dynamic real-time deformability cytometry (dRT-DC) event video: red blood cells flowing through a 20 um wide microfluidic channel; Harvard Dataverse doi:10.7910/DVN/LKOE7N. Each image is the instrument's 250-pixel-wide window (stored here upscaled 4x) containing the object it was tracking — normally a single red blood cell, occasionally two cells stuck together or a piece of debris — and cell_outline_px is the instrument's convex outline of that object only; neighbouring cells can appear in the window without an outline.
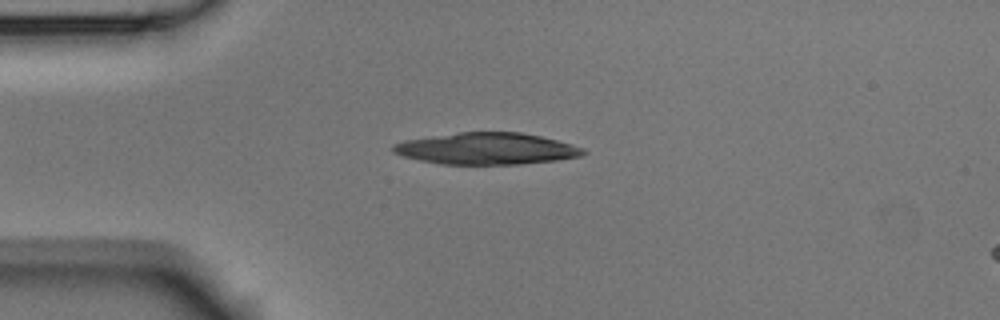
{"species": "Egyptian fruit bat (a non-hibernating species)", "species_latin": "Rousettus aegyptiacus", "temperature_condition": "room temperature", "stored_images_in_passage": 8, "segment_of_instrument_passage": [2, 2], "camera_frame_rate_fps": 3000, "um_per_image_px": 0.085, "animal": {"sex": "male"}, "frame": {"image": 1, "passage_image": 5, "time_ms": 1.333, "image_size_px": [1000, 320], "cell_outline_px": [[588, 152], [584, 156], [556, 160], [520, 164], [440, 164], [420, 160], [404, 156], [392, 152], [392, 144], [404, 140], [460, 132], [520, 132], [540, 136], [572, 144], [584, 148]], "centroid_in_image_um": [41.39, 12.63], "position_along_channel_um": 43.6, "area_um2": 35.08}}